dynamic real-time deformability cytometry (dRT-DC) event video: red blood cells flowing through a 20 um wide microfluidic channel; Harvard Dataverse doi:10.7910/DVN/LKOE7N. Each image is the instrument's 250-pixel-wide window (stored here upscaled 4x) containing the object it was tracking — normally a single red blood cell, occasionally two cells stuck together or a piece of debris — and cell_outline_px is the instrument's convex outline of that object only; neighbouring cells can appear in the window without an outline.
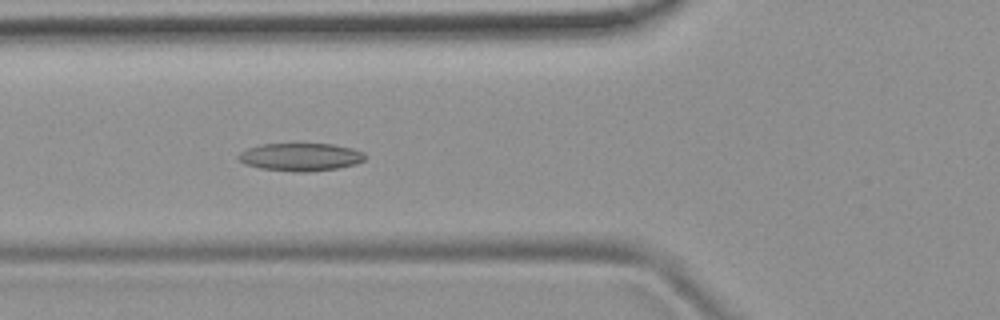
{"species": "common noctule bat (a hibernating species)", "species_latin": "Nyctalus noctula", "temperature_condition": "room temperature", "stored_images_in_passage": 35, "camera_frame_rate_fps": 3000, "um_per_image_px": 0.085, "animal": {"sex": "female", "body_mass_g": 19.9}, "frame": {"image": 1, "passage_image": 6, "time_ms": 1.667, "image_size_px": [1000, 320], "cell_outline_px": [[368, 156], [364, 160], [356, 164], [336, 168], [308, 172], [292, 172], [260, 168], [244, 164], [236, 156], [240, 152], [248, 148], [260, 144], [332, 144], [352, 148], [364, 152]], "centroid_in_image_um": [25.55, 13.34], "position_along_channel_um": 100.2, "area_um2": 20.69}, "authors_computed_cell_mechanics": {"area_um2": 19.7098, "velocity_mm_per_s": 3.7844, "shape_relaxation_time_tau1_ms": null, "shape_relaxation_time_tau2_ms": 3.5256, "deformation_change_tau1": null, "deformation_change_tau2": 0.0794}}